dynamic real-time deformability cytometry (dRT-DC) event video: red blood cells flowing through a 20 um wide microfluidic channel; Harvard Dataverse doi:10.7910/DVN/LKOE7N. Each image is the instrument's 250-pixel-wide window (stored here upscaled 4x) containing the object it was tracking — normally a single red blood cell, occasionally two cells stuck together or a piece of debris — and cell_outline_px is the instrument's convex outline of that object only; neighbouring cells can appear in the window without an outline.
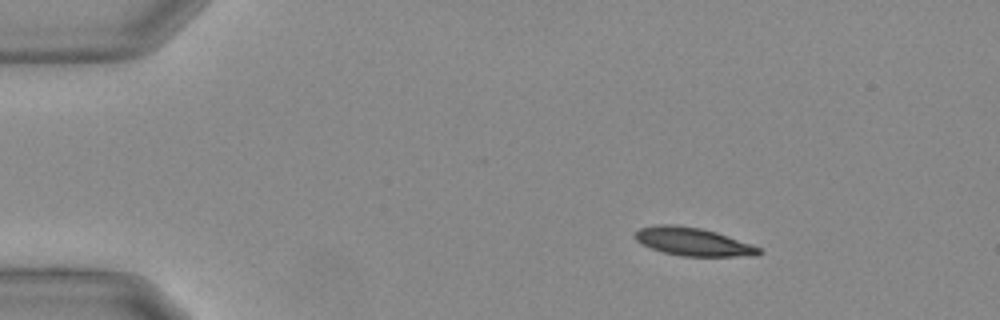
{"species": "Egyptian fruit bat (a non-hibernating species)", "species_latin": "Rousettus aegyptiacus", "temperature_condition": "warm", "stored_images_in_passage": 48, "camera_frame_rate_fps": 3000, "um_per_image_px": 0.085, "animal": {"sex": "female"}, "frame": {"image": 1, "passage_image": 1, "time_ms": 0.0, "image_size_px": [1000, 320], "cell_outline_px": [[764, 252], [756, 256], [680, 256], [664, 252], [652, 248], [636, 240], [636, 232], [640, 228], [660, 224], [672, 224], [700, 228], [716, 232], [752, 244], [760, 248]], "centroid_in_image_um": [58.97, 20.55], "position_along_channel_um": 26.0, "area_um2": 20.11}}
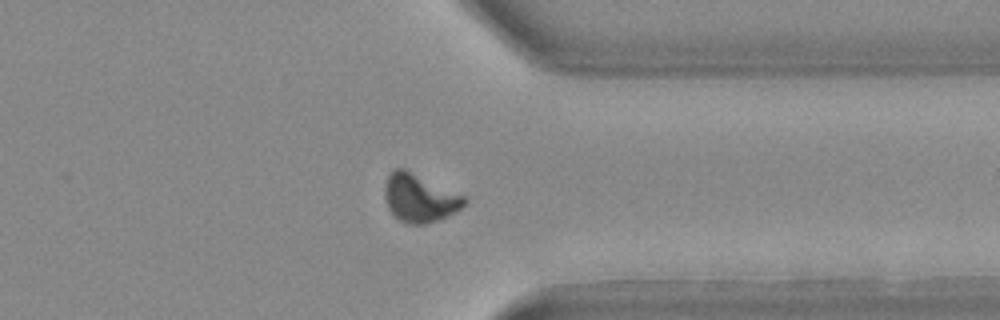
{"frame": {"image": 2, "passage_image": 36, "time_ms": 11.667, "image_size_px": [1000, 320], "cell_outline_px": [[468, 200], [460, 208], [440, 220], [424, 224], [404, 224], [392, 216], [388, 208], [384, 196], [384, 188], [388, 176], [396, 168], [404, 168], [464, 196]], "centroid_in_image_um": [35.62, 16.86], "position_along_channel_um": 375.8, "area_um2": 22.25}}
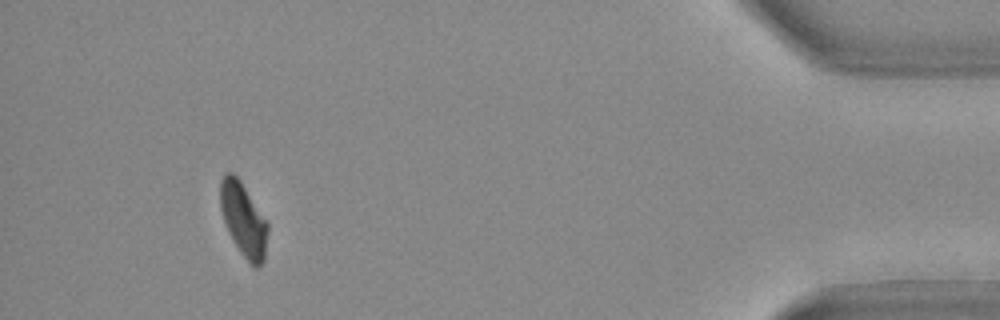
{"frame": {"image": 3, "passage_image": 44, "time_ms": 14.333, "image_size_px": [1000, 320], "cell_outline_px": [[268, 228], [264, 260], [260, 268], [252, 268], [240, 252], [232, 240], [228, 232], [220, 208], [220, 180], [228, 172], [232, 172], [240, 180], [268, 224]], "centroid_in_image_um": [20.69, 18.72], "position_along_channel_um": 414.5, "area_um2": 20.29}, "authors_computed_cell_mechanics": {"area_um2": 21.5594, "velocity_mm_per_s": 3.6734, "shape_relaxation_time_tau1_ms": 5.971, "shape_relaxation_time_tau2_ms": null, "deformation_change_tau1": 0.1897, "deformation_change_tau2": null}}